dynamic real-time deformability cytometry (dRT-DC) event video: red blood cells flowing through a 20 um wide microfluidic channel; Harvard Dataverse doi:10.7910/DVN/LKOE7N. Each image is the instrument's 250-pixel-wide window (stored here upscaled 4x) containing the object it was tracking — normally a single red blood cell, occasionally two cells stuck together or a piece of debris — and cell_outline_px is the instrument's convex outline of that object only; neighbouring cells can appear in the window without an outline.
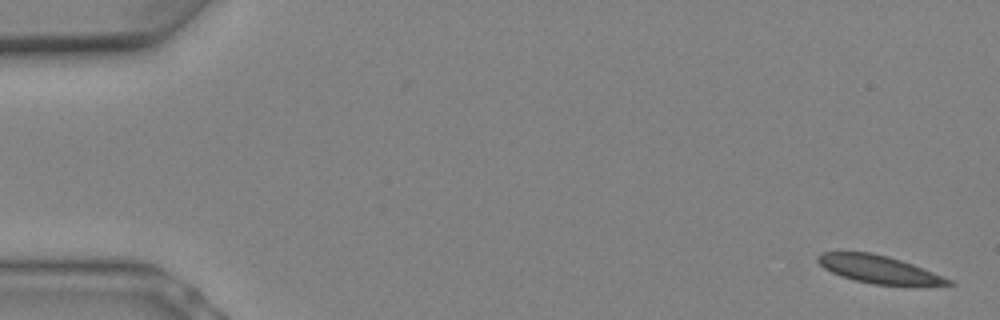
{"species": "Egyptian fruit bat (a non-hibernating species)", "species_latin": "Rousettus aegyptiacus", "temperature_condition": "warm", "stored_images_in_passage": 7, "camera_frame_rate_fps": 3000, "um_per_image_px": 0.085, "animal": {"sex": "female"}, "frame": {"image": 1, "passage_image": 1, "time_ms": 0.0, "image_size_px": [1000, 320], "cell_outline_px": [[956, 284], [872, 284], [840, 276], [824, 268], [816, 260], [816, 256], [820, 252], [868, 252], [888, 256], [912, 264], [944, 276], [952, 280]], "centroid_in_image_um": [74.63, 22.87], "position_along_channel_um": 10.4, "area_um2": 20.63}}
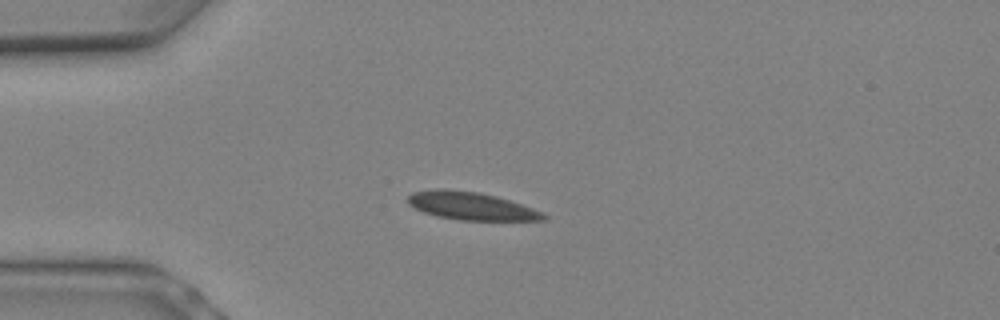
{"frame": {"image": 2, "passage_image": 6, "time_ms": 1.667, "image_size_px": [1000, 320], "cell_outline_px": [[548, 216], [544, 220], [460, 220], [436, 216], [424, 212], [408, 204], [404, 200], [412, 192], [436, 188], [444, 188], [480, 192], [496, 196], [544, 212]], "centroid_in_image_um": [40.0, 17.49], "position_along_channel_um": 45.0, "area_um2": 22.14}}